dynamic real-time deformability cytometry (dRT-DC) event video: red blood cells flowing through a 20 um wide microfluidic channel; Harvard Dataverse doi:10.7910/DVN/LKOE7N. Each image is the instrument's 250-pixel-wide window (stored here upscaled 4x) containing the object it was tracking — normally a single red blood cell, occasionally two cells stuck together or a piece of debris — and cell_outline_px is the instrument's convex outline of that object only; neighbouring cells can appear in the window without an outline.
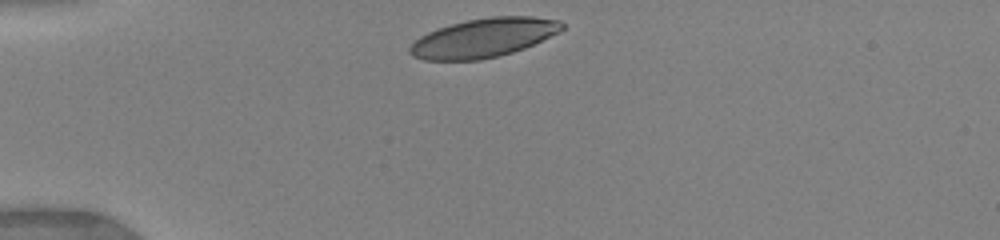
{"species": "human", "species_latin": "Homo sapiens", "temperature_condition": "warm", "stored_images_in_passage": 7, "camera_frame_rate_fps": 3000, "um_per_image_px": 0.085, "donor": {"sex": "female"}, "frame": {"image": 1, "passage_image": 1, "time_ms": 0.0, "image_size_px": [1000, 240], "cell_outline_px": [[564, 28], [560, 32], [524, 48], [512, 52], [480, 60], [424, 60], [412, 56], [408, 52], [408, 48], [420, 36], [436, 28], [468, 20], [492, 16], [532, 16], [560, 20], [564, 24]], "centroid_in_image_um": [41.11, 3.21], "position_along_channel_um": 43.9, "area_um2": 34.51}}